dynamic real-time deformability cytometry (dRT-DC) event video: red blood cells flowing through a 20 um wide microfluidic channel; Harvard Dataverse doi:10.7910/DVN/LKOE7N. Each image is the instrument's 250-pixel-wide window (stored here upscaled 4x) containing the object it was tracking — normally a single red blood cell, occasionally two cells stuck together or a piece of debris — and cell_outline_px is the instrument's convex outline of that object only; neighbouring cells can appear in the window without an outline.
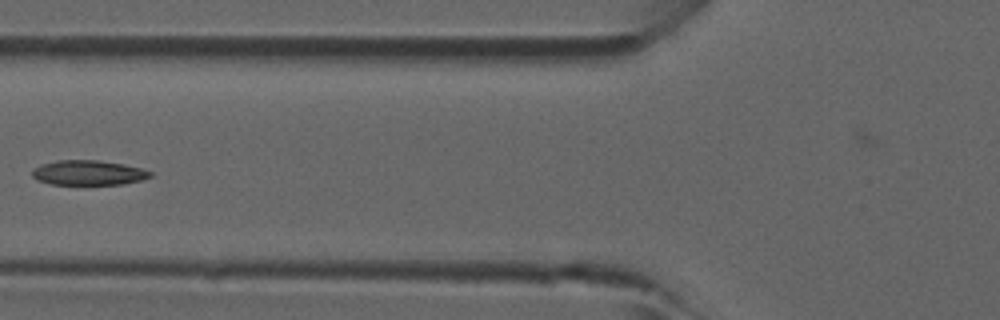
{"species": "common noctule bat (a hibernating species)", "species_latin": "Nyctalus noctula", "temperature_condition": "room temperature", "stored_images_in_passage": 6, "camera_frame_rate_fps": 3000, "um_per_image_px": 0.085, "animal": {"sex": "male", "forearm_length_mm": 52.5}, "frame": {"image": 1, "passage_image": 6, "time_ms": 1.667, "image_size_px": [1000, 320], "cell_outline_px": [[152, 176], [140, 180], [120, 184], [52, 184], [36, 180], [32, 176], [32, 168], [40, 164], [56, 160], [100, 160], [124, 164], [140, 168], [152, 172]], "centroid_in_image_um": [7.46, 14.67], "position_along_channel_um": 118.3, "area_um2": 17.11}}